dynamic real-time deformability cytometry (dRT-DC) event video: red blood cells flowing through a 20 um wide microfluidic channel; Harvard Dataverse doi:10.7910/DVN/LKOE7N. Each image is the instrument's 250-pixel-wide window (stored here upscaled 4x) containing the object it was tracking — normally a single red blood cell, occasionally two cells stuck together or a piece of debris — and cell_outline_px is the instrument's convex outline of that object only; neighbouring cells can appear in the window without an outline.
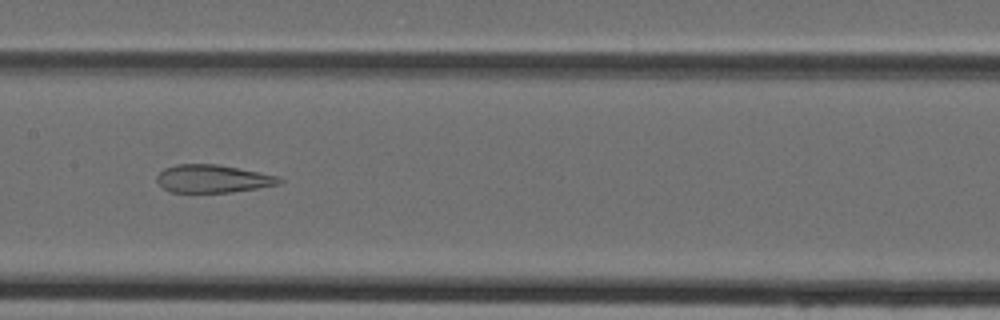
{"species": "Egyptian fruit bat (a non-hibernating species)", "species_latin": "Rousettus aegyptiacus", "temperature_condition": "cold", "stored_images_in_passage": 45, "camera_frame_rate_fps": 3000, "um_per_image_px": 0.085, "animal": {"sex": "female"}, "frame": {"image": 1, "passage_image": 23, "time_ms": 7.333, "image_size_px": [1000, 320], "cell_outline_px": [[284, 180], [280, 184], [232, 192], [172, 192], [164, 188], [156, 180], [156, 176], [164, 168], [176, 164], [216, 164], [280, 176]], "centroid_in_image_um": [18.1, 15.19], "position_along_channel_um": 189.3, "area_um2": 19.83}}
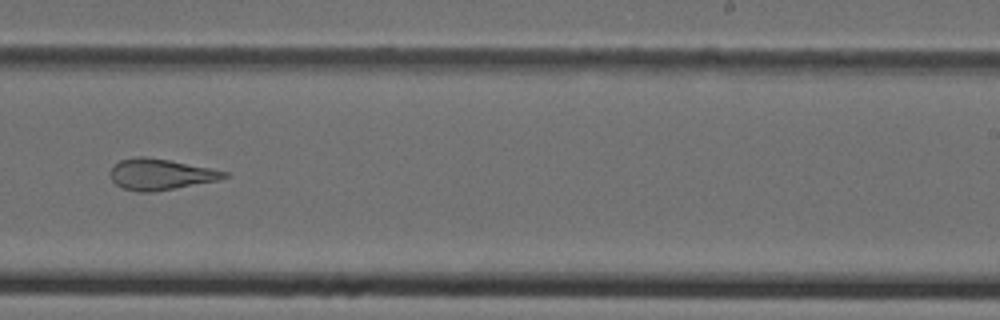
{"frame": {"image": 2, "passage_image": 29, "time_ms": 9.333, "image_size_px": [1000, 320], "cell_outline_px": [[228, 176], [220, 180], [152, 192], [140, 192], [124, 188], [116, 184], [108, 176], [108, 172], [120, 160], [136, 156], [144, 156], [168, 160], [212, 168], [228, 172]], "centroid_in_image_um": [13.63, 14.81], "position_along_channel_um": 275.4, "area_um2": 20.58}}
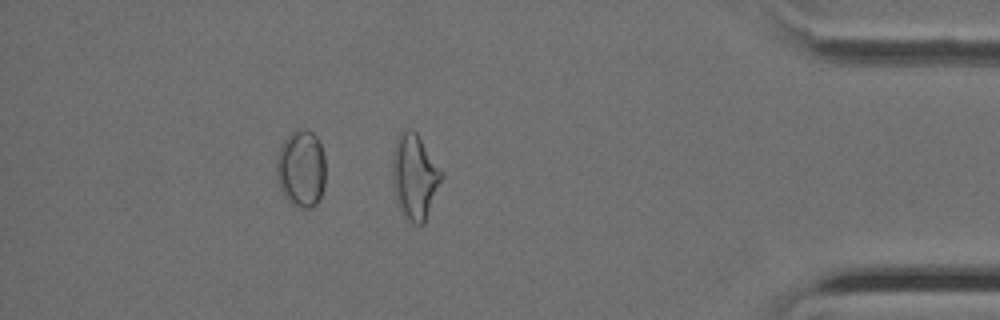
{"frame": {"image": 3, "passage_image": 40, "time_ms": 13.0, "image_size_px": [1000, 320], "cell_outline_px": [[444, 176], [424, 224], [412, 224], [404, 220], [396, 200], [392, 172], [392, 164], [396, 140], [400, 132], [408, 128], [412, 128], [416, 132], [444, 172]], "centroid_in_image_um": [35.26, 15.04], "position_along_channel_um": 399.9, "area_um2": 24.62}}